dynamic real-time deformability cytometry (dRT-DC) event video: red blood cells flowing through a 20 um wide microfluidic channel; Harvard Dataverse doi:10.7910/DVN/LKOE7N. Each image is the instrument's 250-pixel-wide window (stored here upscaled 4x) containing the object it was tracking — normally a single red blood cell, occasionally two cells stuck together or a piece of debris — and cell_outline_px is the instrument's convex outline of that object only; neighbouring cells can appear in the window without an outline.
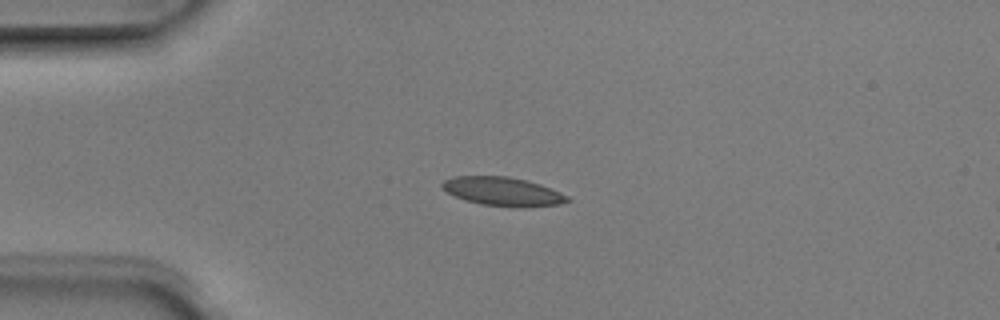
{"species": "Egyptian fruit bat (a non-hibernating species)", "species_latin": "Rousettus aegyptiacus", "temperature_condition": "room temperature", "stored_images_in_passage": 5, "camera_frame_rate_fps": 3000, "um_per_image_px": 0.085, "animal": {"sex": "male"}, "frame": {"image": 1, "passage_image": 3, "time_ms": 0.667, "image_size_px": [1000, 320], "cell_outline_px": [[572, 200], [560, 204], [524, 208], [520, 208], [480, 204], [464, 200], [448, 192], [440, 184], [444, 180], [452, 176], [508, 176], [540, 184], [560, 192], [568, 196]], "centroid_in_image_um": [42.76, 16.29], "position_along_channel_um": 42.2, "area_um2": 21.04}}
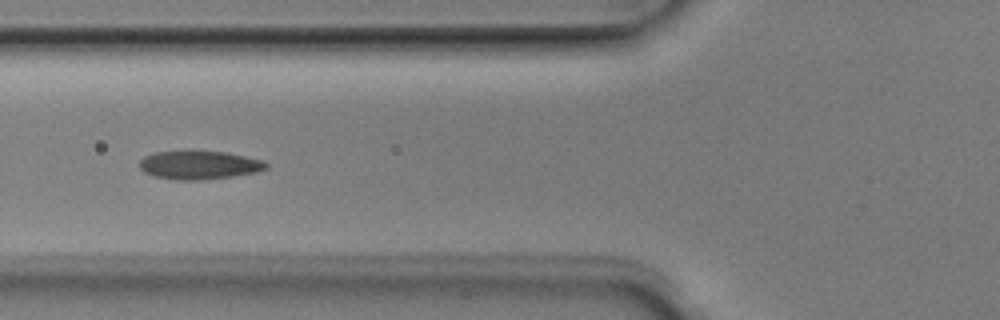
{"frame": {"image": 2, "passage_image": 5, "time_ms": 1.333, "image_size_px": [1000, 320], "cell_outline_px": [[268, 168], [256, 172], [232, 176], [200, 180], [180, 180], [156, 176], [144, 172], [140, 168], [140, 160], [144, 156], [152, 152], [228, 152], [264, 160], [268, 164]], "centroid_in_image_um": [16.96, 14.03], "position_along_channel_um": 108.8, "area_um2": 20.75}}